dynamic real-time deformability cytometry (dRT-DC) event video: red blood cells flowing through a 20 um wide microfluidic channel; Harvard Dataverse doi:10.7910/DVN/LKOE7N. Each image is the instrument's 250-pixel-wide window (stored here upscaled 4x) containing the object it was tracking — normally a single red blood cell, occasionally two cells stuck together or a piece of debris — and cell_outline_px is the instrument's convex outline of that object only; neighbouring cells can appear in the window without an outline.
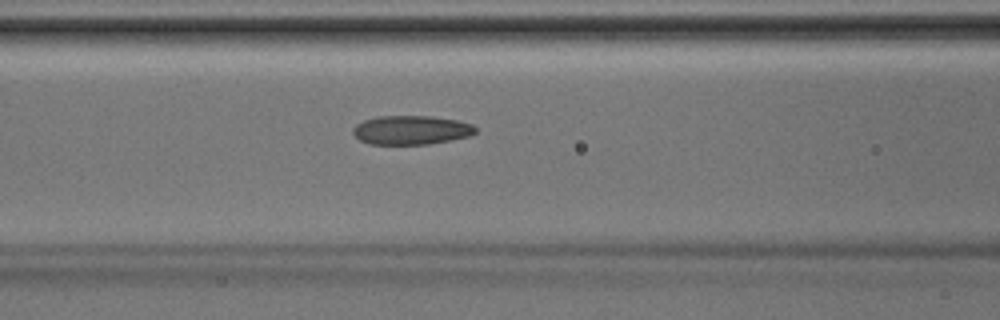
{"species": "Egyptian fruit bat (a non-hibernating species)", "species_latin": "Rousettus aegyptiacus", "temperature_condition": "room temperature", "stored_images_in_passage": 15, "camera_frame_rate_fps": 3000, "um_per_image_px": 0.085, "animal": {"sex": "male"}, "frame": {"image": 1, "passage_image": 11, "time_ms": 3.333, "image_size_px": [1000, 320], "cell_outline_px": [[476, 132], [468, 136], [428, 144], [368, 144], [360, 140], [352, 132], [352, 128], [356, 124], [364, 120], [376, 116], [432, 116], [456, 120], [472, 124], [476, 128]], "centroid_in_image_um": [34.91, 11.05], "position_along_channel_um": 131.7, "area_um2": 20.63}}
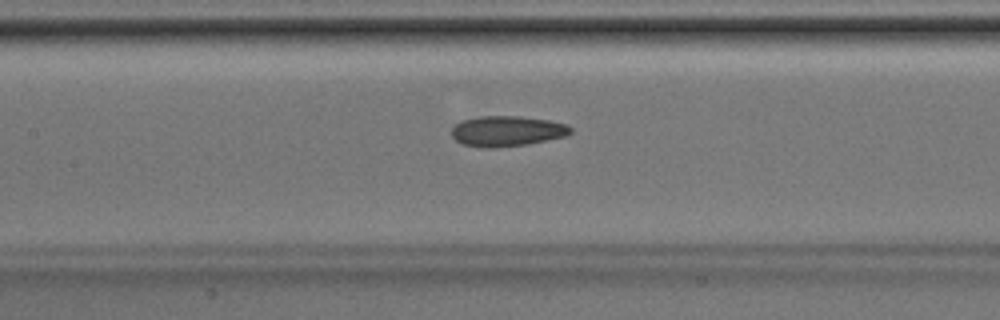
{"frame": {"image": 2, "passage_image": 13, "time_ms": 4.0, "image_size_px": [1000, 320], "cell_outline_px": [[572, 132], [564, 136], [524, 144], [492, 148], [480, 148], [464, 144], [456, 140], [452, 136], [452, 128], [456, 124], [464, 120], [480, 116], [520, 116], [548, 120], [568, 124], [572, 128]], "centroid_in_image_um": [43.09, 11.14], "position_along_channel_um": 164.3, "area_um2": 20.87}}